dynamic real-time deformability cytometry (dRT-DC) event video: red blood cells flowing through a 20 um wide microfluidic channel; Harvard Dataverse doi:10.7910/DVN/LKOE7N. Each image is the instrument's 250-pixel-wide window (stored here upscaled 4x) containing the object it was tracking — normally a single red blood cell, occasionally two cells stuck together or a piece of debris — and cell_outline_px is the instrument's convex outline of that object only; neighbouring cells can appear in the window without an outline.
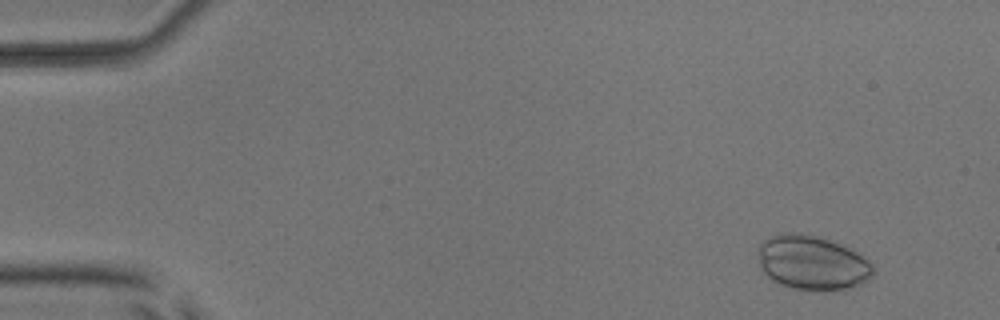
{"species": "common noctule bat (a hibernating species)", "species_latin": "Nyctalus noctula", "temperature_condition": "room temperature", "stored_images_in_passage": 53, "camera_frame_rate_fps": 3000, "um_per_image_px": 0.085, "animal": {"sex": "male", "body_mass_g": 17.9, "forearm_length_mm": 54.2}, "frame": {"image": 1, "passage_image": 4, "time_ms": 1.0, "image_size_px": [1000, 320], "cell_outline_px": [[872, 272], [860, 284], [852, 288], [796, 288], [780, 284], [772, 280], [760, 268], [760, 244], [764, 240], [780, 232], [796, 232], [820, 236], [860, 252], [872, 264]], "centroid_in_image_um": [69.03, 22.27], "position_along_channel_um": 16.0, "area_um2": 35.72}}
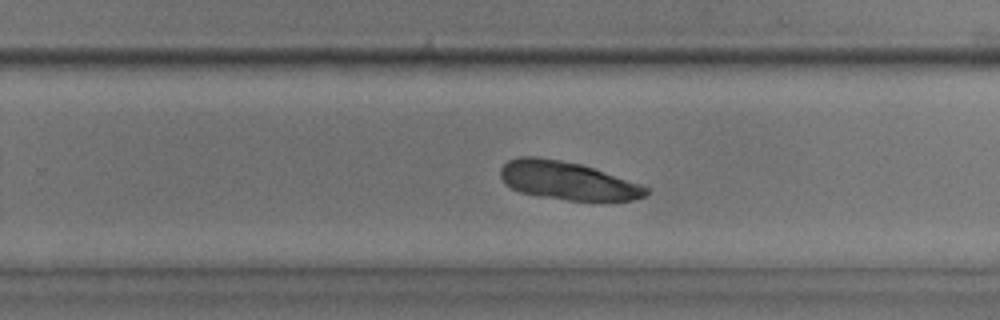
{"frame": {"image": 2, "passage_image": 34, "time_ms": 11.0, "image_size_px": [1000, 320], "cell_outline_px": [[652, 188], [644, 196], [632, 200], [568, 200], [520, 192], [504, 184], [500, 176], [500, 168], [508, 160], [520, 156], [536, 156], [560, 160], [580, 164]], "centroid_in_image_um": [48.19, 15.34], "position_along_channel_um": 281.6, "area_um2": 32.08}}
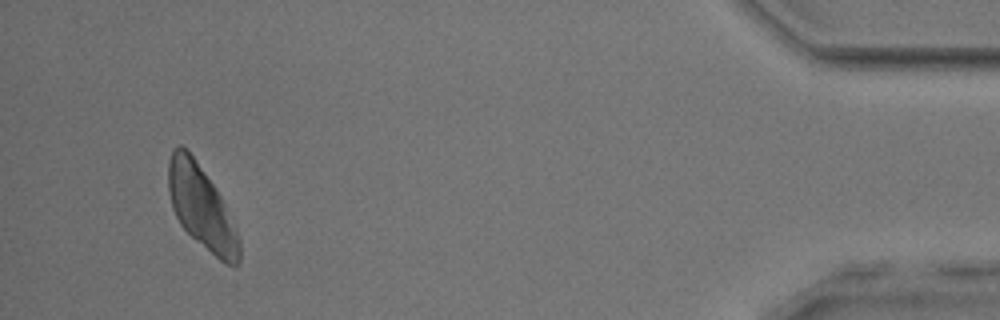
{"frame": {"image": 3, "passage_image": 50, "time_ms": 16.333, "image_size_px": [1000, 320], "cell_outline_px": [[240, 260], [236, 264], [224, 264], [196, 240], [180, 224], [172, 208], [168, 192], [168, 160], [172, 148], [180, 144], [188, 148], [220, 196], [224, 204], [240, 240]], "centroid_in_image_um": [17.08, 17.58], "position_along_channel_um": 418.1, "area_um2": 33.99}}